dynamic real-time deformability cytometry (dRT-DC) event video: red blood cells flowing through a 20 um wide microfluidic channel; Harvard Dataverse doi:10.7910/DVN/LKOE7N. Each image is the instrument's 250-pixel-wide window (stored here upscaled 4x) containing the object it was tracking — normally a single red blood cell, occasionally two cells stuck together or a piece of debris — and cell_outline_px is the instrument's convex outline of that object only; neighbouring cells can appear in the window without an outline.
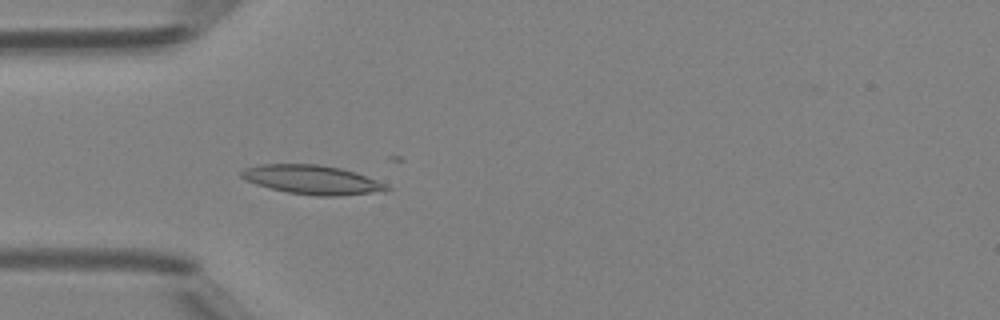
{"species": "Egyptian fruit bat (a non-hibernating species)", "species_latin": "Rousettus aegyptiacus", "temperature_condition": "room temperature", "stored_images_in_passage": 50, "camera_frame_rate_fps": 3000, "um_per_image_px": 0.085, "animal": {"sex": "female"}, "frame": {"image": 1, "passage_image": 15, "time_ms": 4.667, "image_size_px": [1000, 320], "cell_outline_px": [[392, 188], [388, 192], [336, 196], [316, 196], [288, 192], [256, 184], [244, 180], [240, 176], [240, 172], [244, 168], [260, 164], [320, 164], [340, 168], [356, 172], [376, 180]], "centroid_in_image_um": [26.56, 15.28], "position_along_channel_um": 58.4, "area_um2": 24.8}}
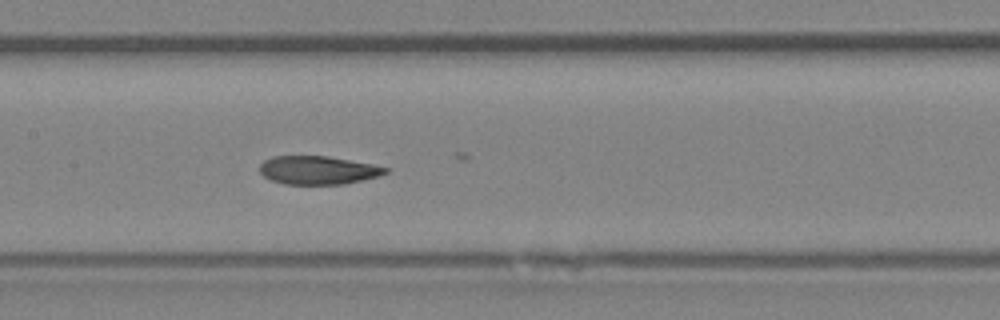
{"frame": {"image": 2, "passage_image": 24, "time_ms": 7.667, "image_size_px": [1000, 320], "cell_outline_px": [[388, 172], [380, 176], [344, 184], [284, 184], [272, 180], [264, 176], [260, 172], [260, 164], [264, 160], [272, 156], [328, 156], [372, 164], [388, 168]], "centroid_in_image_um": [27.03, 14.46], "position_along_channel_um": 180.4, "area_um2": 20.75}}
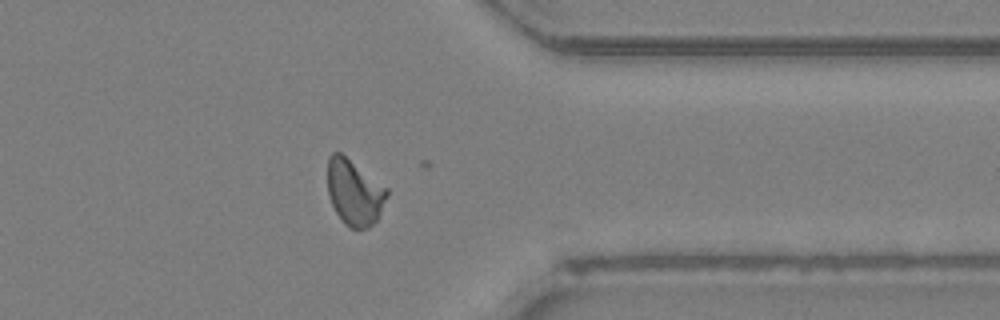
{"frame": {"image": 3, "passage_image": 39, "time_ms": 12.667, "image_size_px": [1000, 320], "cell_outline_px": [[388, 196], [376, 220], [368, 228], [352, 228], [344, 224], [336, 212], [328, 196], [328, 156], [332, 152], [340, 152], [388, 188]], "centroid_in_image_um": [30.11, 16.34], "position_along_channel_um": 381.3, "area_um2": 22.6}, "authors_computed_cell_mechanics": {"area_um2": 21.8195, "velocity_mm_per_s": 4.1812, "shape_relaxation_time_tau1_ms": null, "shape_relaxation_time_tau2_ms": 2.0005, "deformation_change_tau1": null, "deformation_change_tau2": 0.062}}